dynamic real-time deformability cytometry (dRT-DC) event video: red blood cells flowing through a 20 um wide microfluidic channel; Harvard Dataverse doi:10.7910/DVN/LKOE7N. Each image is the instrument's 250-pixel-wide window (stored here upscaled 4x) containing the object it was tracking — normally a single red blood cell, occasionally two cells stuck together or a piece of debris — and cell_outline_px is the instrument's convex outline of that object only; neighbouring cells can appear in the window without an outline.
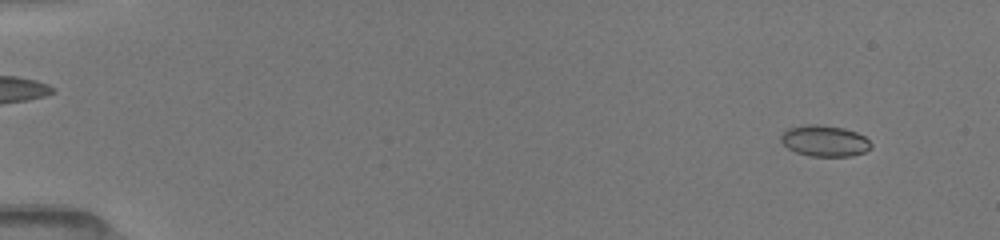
{"species": "common noctule bat (a hibernating species)", "species_latin": "Nyctalus noctula", "temperature_condition": "room temperature", "stored_images_in_passage": 51, "camera_frame_rate_fps": 3000, "um_per_image_px": 0.085, "animal": {"sex": "female", "body_mass_g": 19.5, "forearm_length_mm": 54.1}, "frame": {"image": 1, "passage_image": 4, "time_ms": 1.0, "image_size_px": [1000, 240], "cell_outline_px": [[872, 148], [864, 152], [852, 156], [808, 156], [796, 152], [788, 148], [780, 140], [780, 136], [788, 128], [808, 124], [816, 124], [844, 128], [856, 132], [864, 136], [872, 144]], "centroid_in_image_um": [70.1, 11.98], "position_along_channel_um": 14.9, "area_um2": 16.36}}
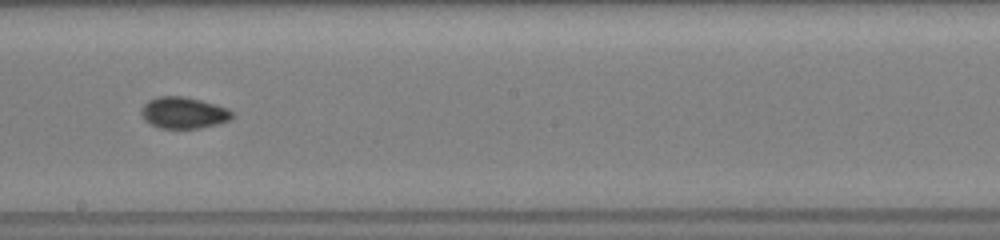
{"frame": {"image": 2, "passage_image": 30, "time_ms": 9.667, "image_size_px": [1000, 240], "cell_outline_px": [[236, 112], [228, 120], [216, 124], [200, 128], [160, 128], [144, 120], [140, 112], [140, 108], [148, 100], [156, 96], [184, 96], [216, 104], [228, 108]], "centroid_in_image_um": [15.59, 9.57], "position_along_channel_um": 232.6, "area_um2": 16.76}}
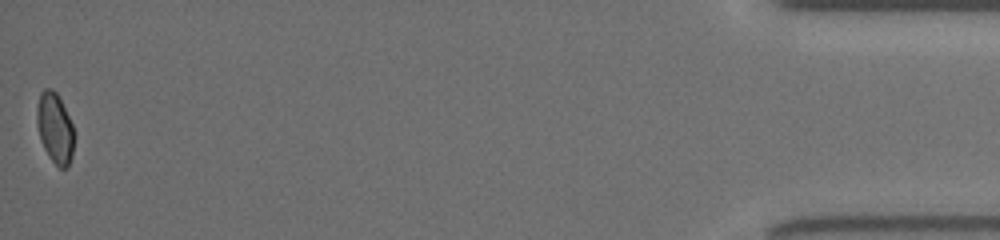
{"frame": {"image": 3, "passage_image": 51, "time_ms": 16.667, "image_size_px": [1000, 240], "cell_outline_px": [[76, 136], [72, 156], [68, 168], [60, 168], [48, 156], [40, 140], [36, 124], [36, 108], [40, 92], [44, 88], [52, 88], [56, 92], [72, 124]], "centroid_in_image_um": [4.67, 10.9], "position_along_channel_um": 430.5, "area_um2": 15.61}, "authors_computed_cell_mechanics": {"area_um2": 16.0106, "velocity_mm_per_s": 4.0658, "shape_relaxation_time_tau1_ms": null, "shape_relaxation_time_tau2_ms": 1.4673, "deformation_change_tau1": null, "deformation_change_tau2": 0.049}}